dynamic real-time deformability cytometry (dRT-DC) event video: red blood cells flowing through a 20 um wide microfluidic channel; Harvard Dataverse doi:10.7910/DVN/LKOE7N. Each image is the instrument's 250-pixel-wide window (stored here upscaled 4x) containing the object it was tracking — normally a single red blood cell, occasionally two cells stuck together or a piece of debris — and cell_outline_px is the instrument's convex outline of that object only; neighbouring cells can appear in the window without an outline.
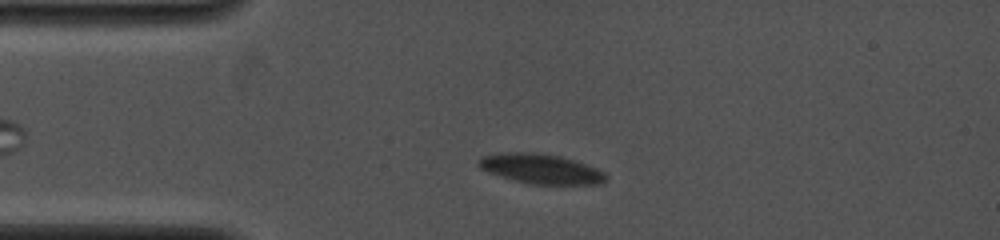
{"species": "common noctule bat (a hibernating species)", "species_latin": "Nyctalus noctula", "temperature_condition": "cold", "stored_images_in_passage": 47, "camera_frame_rate_fps": 4000, "um_per_image_px": 0.085, "animal": {"sex": "female", "body_mass_g": 19.0, "forearm_length_mm": 53.3}, "frame": {"image": 1, "passage_image": 10, "time_ms": 3.0, "image_size_px": [1000, 240], "cell_outline_px": [[608, 180], [600, 184], [532, 184], [516, 180], [488, 172], [480, 168], [476, 164], [476, 160], [480, 156], [500, 152], [536, 152], [560, 156], [576, 160], [596, 168], [604, 172], [608, 176]], "centroid_in_image_um": [45.96, 14.33], "position_along_channel_um": 39.0, "area_um2": 22.31}}
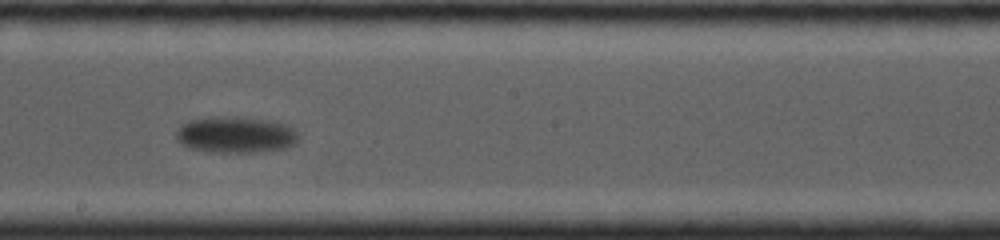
{"frame": {"image": 2, "passage_image": 30, "time_ms": 9.0, "image_size_px": [1000, 240], "cell_outline_px": [[296, 140], [288, 148], [256, 152], [216, 152], [192, 148], [180, 144], [176, 136], [176, 132], [188, 120], [224, 116], [236, 116], [272, 120], [288, 124], [296, 132]], "centroid_in_image_um": [20.05, 11.44], "position_along_channel_um": 228.1, "area_um2": 25.78}}
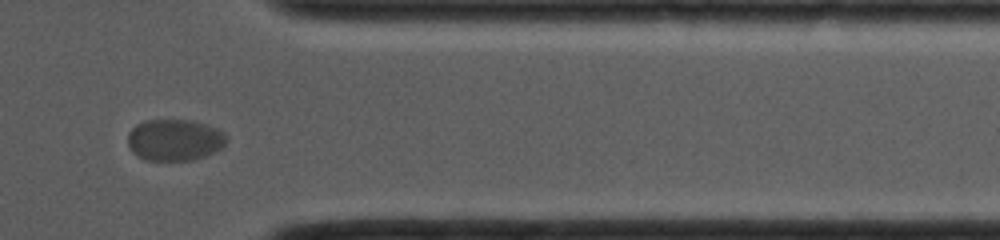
{"frame": {"image": 3, "passage_image": 45, "time_ms": 13.75, "image_size_px": [1000, 240], "cell_outline_px": [[228, 140], [216, 152], [208, 156], [192, 160], [144, 160], [136, 156], [128, 148], [128, 132], [136, 124], [144, 120], [192, 120], [208, 124], [220, 128], [228, 136]], "centroid_in_image_um": [14.86, 11.89], "position_along_channel_um": 396.5, "area_um2": 24.51}, "authors_computed_cell_mechanics": {"area_um2": 23.8714, "velocity_mm_per_s": 3.5794, "shape_relaxation_time_tau1_ms": 2.0245, "shape_relaxation_time_tau2_ms": null, "deformation_change_tau1": 0.0725, "deformation_change_tau2": null}}